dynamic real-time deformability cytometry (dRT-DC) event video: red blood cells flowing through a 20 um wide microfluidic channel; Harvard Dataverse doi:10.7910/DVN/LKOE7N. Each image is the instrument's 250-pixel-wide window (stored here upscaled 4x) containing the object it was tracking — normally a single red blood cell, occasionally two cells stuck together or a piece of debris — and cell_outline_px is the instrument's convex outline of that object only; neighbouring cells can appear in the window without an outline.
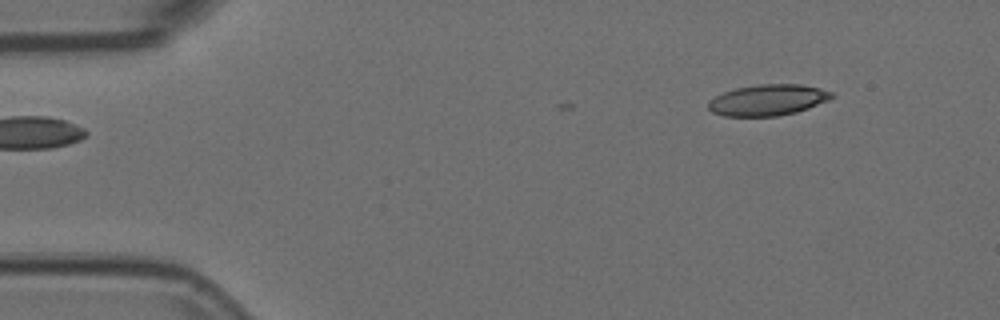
{"species": "Egyptian fruit bat (a non-hibernating species)", "species_latin": "Rousettus aegyptiacus", "temperature_condition": "room temperature", "stored_images_in_passage": 3, "camera_frame_rate_fps": 3000, "um_per_image_px": 0.085, "animal": {"sex": "female"}, "frame": {"image": 1, "passage_image": 1, "time_ms": 0.0, "image_size_px": [1000, 320], "cell_outline_px": [[836, 96], [828, 100], [808, 108], [796, 112], [776, 116], [724, 116], [712, 112], [708, 108], [708, 104], [716, 96], [724, 92], [736, 88], [760, 84], [800, 84], [820, 88], [832, 92]], "centroid_in_image_um": [65.29, 8.5], "position_along_channel_um": 19.7, "area_um2": 22.2}}